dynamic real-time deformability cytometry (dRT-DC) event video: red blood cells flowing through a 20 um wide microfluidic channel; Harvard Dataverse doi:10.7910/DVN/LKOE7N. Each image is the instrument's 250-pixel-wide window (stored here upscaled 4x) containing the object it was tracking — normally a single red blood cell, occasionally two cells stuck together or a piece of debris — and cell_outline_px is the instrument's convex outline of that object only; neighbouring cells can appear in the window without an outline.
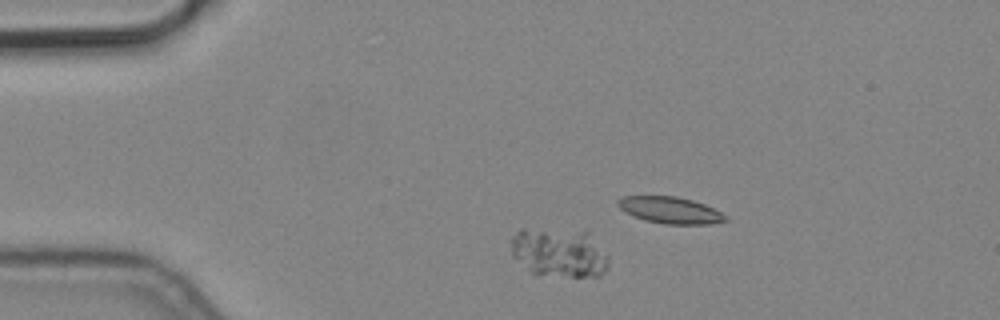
{"species": "common noctule bat (a hibernating species)", "species_latin": "Nyctalus noctula", "temperature_condition": "cold", "stored_images_in_passage": 6, "segment_of_instrument_passage": [1, 2], "camera_frame_rate_fps": 3000, "um_per_image_px": 0.085, "animal": {"sex": "male", "body_mass_g": 19.2, "forearm_length_mm": 51.8}, "frame": {"image": 1, "passage_image": 3, "time_ms": 0.667, "image_size_px": [1000, 320], "cell_outline_px": [[608, 268], [600, 276], [572, 276], [532, 272], [512, 256], [508, 240], [520, 228], [588, 228], [608, 256]], "centroid_in_image_um": [47.54, 21.37], "position_along_channel_um": 37.5, "area_um2": 28.78}}